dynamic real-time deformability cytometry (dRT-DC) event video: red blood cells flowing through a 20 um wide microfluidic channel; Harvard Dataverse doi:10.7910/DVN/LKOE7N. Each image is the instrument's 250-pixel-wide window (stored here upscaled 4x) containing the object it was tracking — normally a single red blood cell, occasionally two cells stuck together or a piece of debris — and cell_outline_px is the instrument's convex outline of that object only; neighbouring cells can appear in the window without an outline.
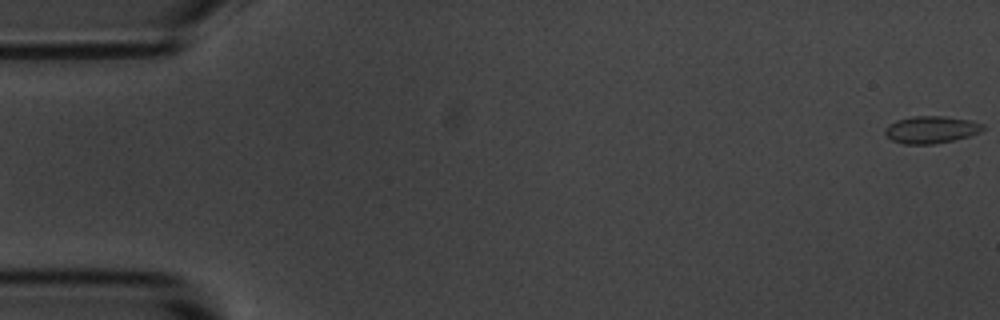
{"species": "common noctule bat (a hibernating species)", "species_latin": "Nyctalus noctula", "temperature_condition": "room temperature", "stored_images_in_passage": 55, "camera_frame_rate_fps": 3000, "um_per_image_px": 0.085, "animal": {"sex": "male", "body_mass_g": 20.1, "forearm_length_mm": 53.5}, "frame": {"image": 1, "passage_image": 1, "time_ms": 0.0, "image_size_px": [1000, 320], "cell_outline_px": [[984, 128], [980, 132], [968, 136], [936, 144], [904, 144], [892, 140], [884, 132], [884, 128], [888, 124], [896, 120], [912, 116], [944, 116], [972, 120], [984, 124]], "centroid_in_image_um": [79.14, 11.01], "position_along_channel_um": 5.9, "area_um2": 15.61}}
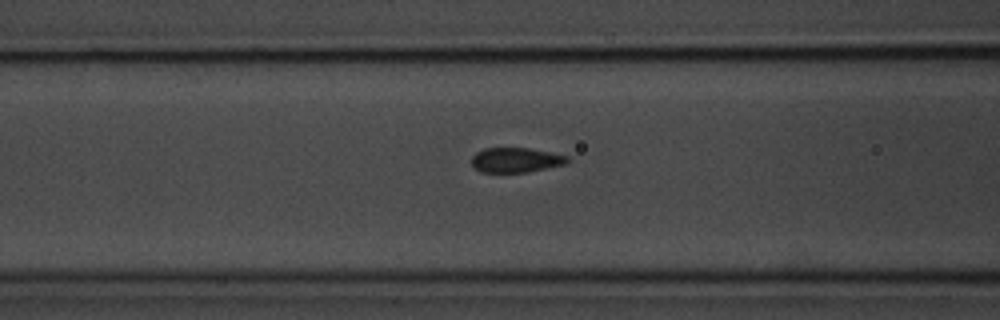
{"frame": {"image": 2, "passage_image": 22, "time_ms": 7.0, "image_size_px": [1000, 320], "cell_outline_px": [[568, 160], [564, 164], [528, 172], [480, 172], [472, 164], [472, 156], [476, 152], [484, 148], [528, 148], [568, 156]], "centroid_in_image_um": [43.8, 13.6], "position_along_channel_um": 122.8, "area_um2": 13.64}}
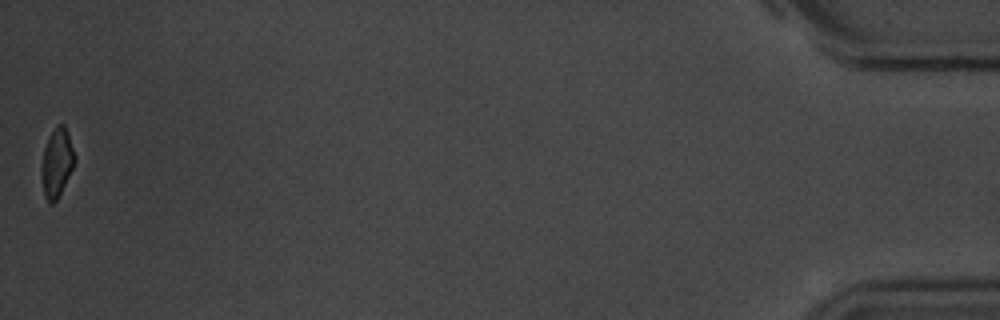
{"frame": {"image": 3, "passage_image": 55, "time_ms": 18.0, "image_size_px": [1000, 320], "cell_outline_px": [[76, 160], [56, 200], [52, 204], [48, 204], [44, 196], [44, 148], [56, 124], [64, 124], [68, 132], [76, 156]], "centroid_in_image_um": [4.89, 13.78], "position_along_channel_um": 430.3, "area_um2": 12.54}, "authors_computed_cell_mechanics": {"area_um2": 14.6812, "velocity_mm_per_s": 3.6797, "shape_relaxation_time_tau1_ms": 4.0223, "shape_relaxation_time_tau2_ms": null, "deformation_change_tau1": 0.0931, "deformation_change_tau2": null}}